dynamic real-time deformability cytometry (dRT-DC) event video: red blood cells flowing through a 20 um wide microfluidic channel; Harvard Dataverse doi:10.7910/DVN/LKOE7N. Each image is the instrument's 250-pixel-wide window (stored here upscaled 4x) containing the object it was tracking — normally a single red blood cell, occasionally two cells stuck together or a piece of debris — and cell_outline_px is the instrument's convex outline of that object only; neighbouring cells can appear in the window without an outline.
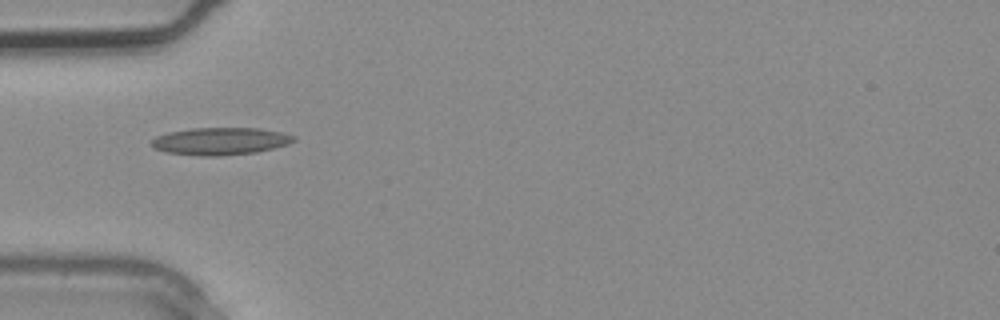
{"species": "common noctule bat (a hibernating species)", "species_latin": "Nyctalus noctula", "temperature_condition": "warm", "stored_images_in_passage": 1, "camera_frame_rate_fps": 3000, "um_per_image_px": 0.085, "animal": {"sex": "male", "body_mass_g": 20.4}, "frame": {"image": 1, "passage_image": 1, "time_ms": 0.0, "image_size_px": [1000, 320], "cell_outline_px": [[296, 140], [288, 144], [256, 152], [220, 156], [200, 156], [164, 152], [152, 148], [148, 144], [156, 136], [168, 132], [192, 128], [256, 128], [280, 132], [296, 136]], "centroid_in_image_um": [18.67, 12.0], "position_along_channel_um": 66.3, "area_um2": 22.83}}